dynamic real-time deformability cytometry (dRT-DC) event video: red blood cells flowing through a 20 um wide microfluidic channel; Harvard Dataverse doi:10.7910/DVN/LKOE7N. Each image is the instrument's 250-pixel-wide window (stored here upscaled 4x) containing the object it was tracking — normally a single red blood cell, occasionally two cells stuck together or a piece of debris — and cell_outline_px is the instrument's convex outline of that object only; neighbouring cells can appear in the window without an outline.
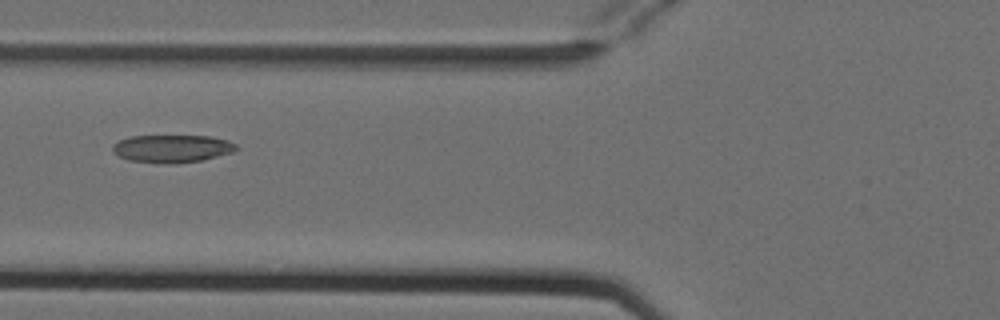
{"species": "Egyptian fruit bat (a non-hibernating species)", "species_latin": "Rousettus aegyptiacus", "temperature_condition": "cold", "stored_images_in_passage": 2, "camera_frame_rate_fps": 3000, "um_per_image_px": 0.085, "animal": {"sex": "female"}, "frame": {"image": 1, "passage_image": 2, "time_ms": 0.333, "image_size_px": [1000, 320], "cell_outline_px": [[240, 148], [232, 152], [200, 160], [176, 164], [156, 164], [128, 160], [112, 152], [112, 144], [120, 140], [132, 136], [208, 136], [228, 140], [236, 144]], "centroid_in_image_um": [14.6, 12.64], "position_along_channel_um": 111.2, "area_um2": 20.11}}